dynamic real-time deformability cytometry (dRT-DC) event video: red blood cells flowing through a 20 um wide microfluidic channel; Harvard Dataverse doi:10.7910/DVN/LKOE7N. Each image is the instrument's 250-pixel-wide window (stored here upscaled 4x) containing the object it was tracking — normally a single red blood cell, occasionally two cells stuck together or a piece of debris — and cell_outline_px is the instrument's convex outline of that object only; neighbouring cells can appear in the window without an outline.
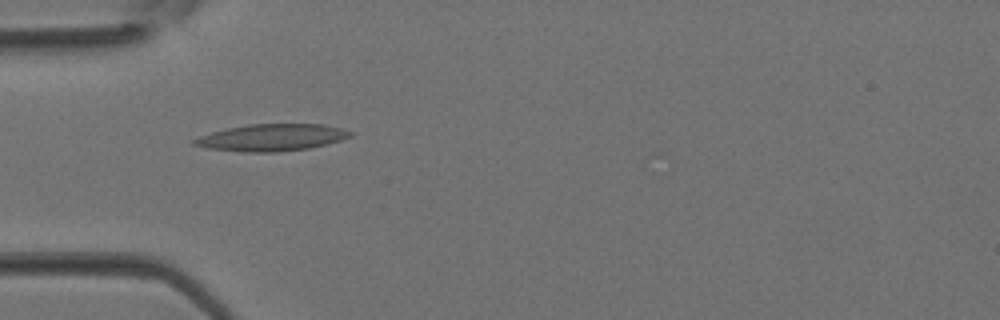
{"species": "Egyptian fruit bat (a non-hibernating species)", "species_latin": "Rousettus aegyptiacus", "temperature_condition": "room temperature", "stored_images_in_passage": 3, "camera_frame_rate_fps": 3000, "um_per_image_px": 0.085, "animal": {"sex": "female"}, "frame": {"image": 1, "passage_image": 3, "time_ms": 0.667, "image_size_px": [1000, 320], "cell_outline_px": [[352, 136], [328, 144], [308, 148], [280, 152], [244, 152], [208, 148], [192, 144], [192, 140], [200, 136], [212, 132], [228, 128], [248, 124], [324, 124], [340, 128], [352, 132]], "centroid_in_image_um": [23.1, 11.69], "position_along_channel_um": 61.9, "area_um2": 24.39}}